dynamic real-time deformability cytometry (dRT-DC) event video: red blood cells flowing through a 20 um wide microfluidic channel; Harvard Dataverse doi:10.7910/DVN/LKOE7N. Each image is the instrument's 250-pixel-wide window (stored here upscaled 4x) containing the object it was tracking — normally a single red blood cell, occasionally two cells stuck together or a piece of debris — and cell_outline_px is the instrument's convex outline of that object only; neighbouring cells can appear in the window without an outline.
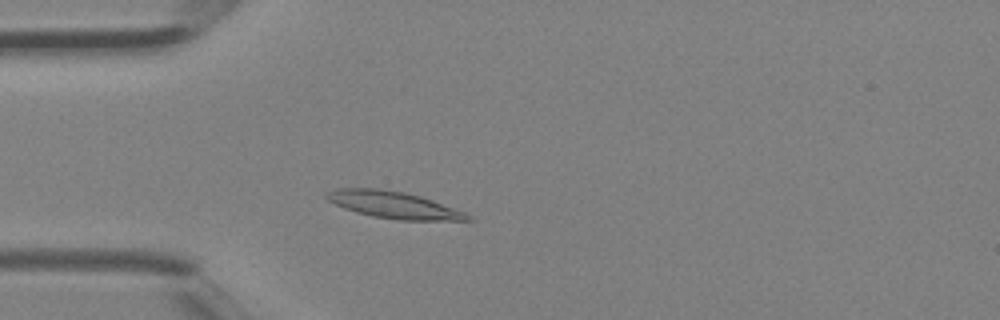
{"species": "Egyptian fruit bat (a non-hibernating species)", "species_latin": "Rousettus aegyptiacus", "temperature_condition": "room temperature", "stored_images_in_passage": 32, "camera_frame_rate_fps": 3000, "um_per_image_px": 0.085, "animal": {"sex": "female"}, "frame": {"image": 1, "passage_image": 3, "time_ms": 0.667, "image_size_px": [1000, 320], "cell_outline_px": [[476, 220], [400, 220], [372, 216], [356, 212], [344, 208], [328, 200], [324, 196], [328, 192], [340, 188], [380, 188], [404, 192], [420, 196], [432, 200], [464, 212], [472, 216]], "centroid_in_image_um": [33.47, 17.42], "position_along_channel_um": 51.5, "area_um2": 21.91}}
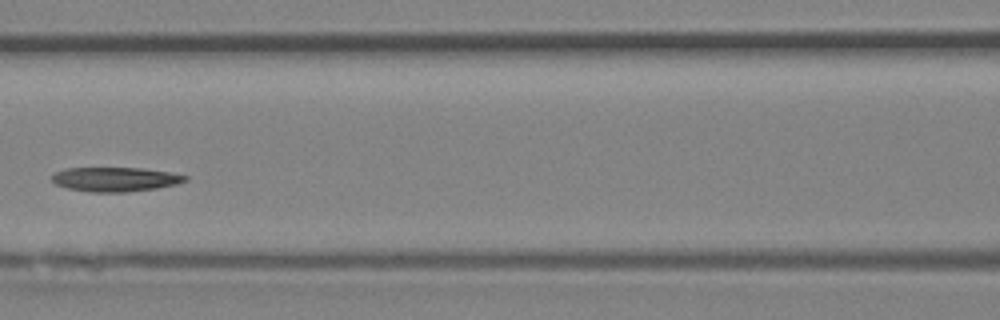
{"frame": {"image": 2, "passage_image": 10, "time_ms": 3.0, "image_size_px": [1000, 320], "cell_outline_px": [[188, 180], [176, 184], [156, 188], [128, 192], [92, 192], [68, 188], [56, 184], [52, 180], [52, 176], [56, 172], [68, 168], [140, 168], [168, 172], [188, 176]], "centroid_in_image_um": [9.81, 15.24], "position_along_channel_um": 156.8, "area_um2": 18.67}}
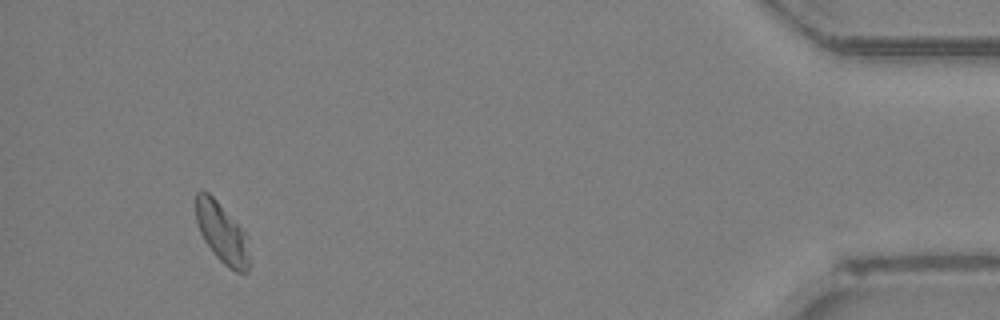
{"frame": {"image": 3, "passage_image": 30, "time_ms": 9.667, "image_size_px": [1000, 320], "cell_outline_px": [[248, 272], [236, 272], [228, 268], [216, 256], [204, 240], [200, 232], [196, 220], [196, 192], [200, 188], [208, 192], [216, 200], [244, 232], [248, 260]], "centroid_in_image_um": [18.8, 19.77], "position_along_channel_um": 416.4, "area_um2": 18.15}}